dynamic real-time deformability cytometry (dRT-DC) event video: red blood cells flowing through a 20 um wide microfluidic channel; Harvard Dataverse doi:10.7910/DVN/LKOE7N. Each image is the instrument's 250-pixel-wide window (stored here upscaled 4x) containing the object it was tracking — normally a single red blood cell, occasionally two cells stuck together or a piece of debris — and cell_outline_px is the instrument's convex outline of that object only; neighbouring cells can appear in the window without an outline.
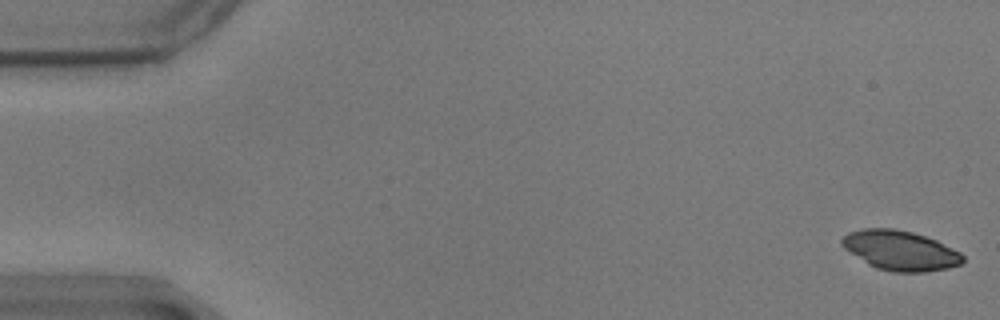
{"species": "common noctule bat (a hibernating species)", "species_latin": "Nyctalus noctula", "temperature_condition": "warm", "stored_images_in_passage": 57, "camera_frame_rate_fps": 3000, "um_per_image_px": 0.085, "animal": {"sex": "male", "body_mass_g": 17.9}, "frame": {"image": 1, "passage_image": 1, "time_ms": 0.0, "image_size_px": [1000, 320], "cell_outline_px": [[964, 260], [960, 264], [948, 268], [924, 272], [892, 272], [876, 268], [868, 264], [844, 248], [840, 244], [840, 240], [848, 232], [864, 228], [892, 228], [912, 232], [936, 240], [960, 252], [964, 256]], "centroid_in_image_um": [76.51, 21.29], "position_along_channel_um": 8.5, "area_um2": 27.92}}